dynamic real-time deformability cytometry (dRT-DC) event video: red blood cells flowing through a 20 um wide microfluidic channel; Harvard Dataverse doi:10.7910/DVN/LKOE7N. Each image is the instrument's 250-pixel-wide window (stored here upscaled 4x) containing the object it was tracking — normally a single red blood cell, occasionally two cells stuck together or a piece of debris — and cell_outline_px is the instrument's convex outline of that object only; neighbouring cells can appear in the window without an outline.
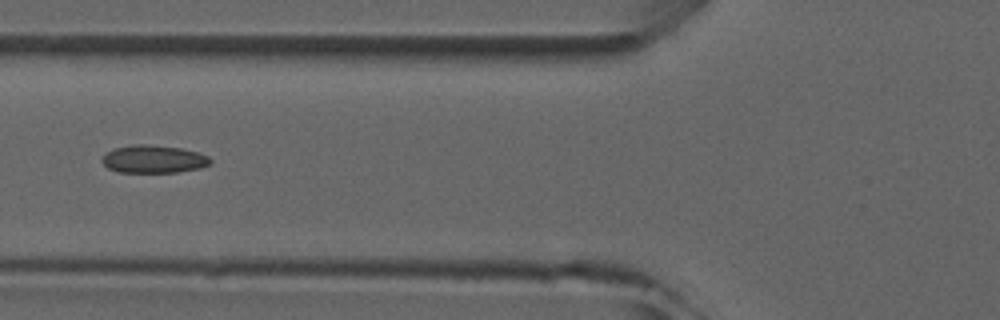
{"species": "common noctule bat (a hibernating species)", "species_latin": "Nyctalus noctula", "temperature_condition": "room temperature", "stored_images_in_passage": 6, "camera_frame_rate_fps": 3000, "um_per_image_px": 0.085, "animal": {"sex": "male", "forearm_length_mm": 52.5}, "frame": {"image": 1, "passage_image": 6, "time_ms": 5.667, "image_size_px": [1000, 320], "cell_outline_px": [[212, 164], [200, 168], [176, 172], [120, 172], [108, 168], [100, 160], [104, 152], [112, 148], [132, 144], [144, 144], [180, 148], [200, 152], [208, 156], [212, 160]], "centroid_in_image_um": [13.04, 13.51], "position_along_channel_um": 112.8, "area_um2": 17.8}}